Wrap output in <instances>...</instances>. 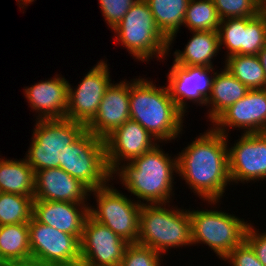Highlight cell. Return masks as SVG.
Returning <instances> with one entry per match:
<instances>
[{
	"instance_id": "1",
	"label": "cell",
	"mask_w": 266,
	"mask_h": 266,
	"mask_svg": "<svg viewBox=\"0 0 266 266\" xmlns=\"http://www.w3.org/2000/svg\"><path fill=\"white\" fill-rule=\"evenodd\" d=\"M228 137L211 127L177 154V174L209 205L216 206L231 184Z\"/></svg>"
},
{
	"instance_id": "2",
	"label": "cell",
	"mask_w": 266,
	"mask_h": 266,
	"mask_svg": "<svg viewBox=\"0 0 266 266\" xmlns=\"http://www.w3.org/2000/svg\"><path fill=\"white\" fill-rule=\"evenodd\" d=\"M171 157V154L169 156L160 148V144H156L140 157L121 164L112 177H118L122 186L131 195L137 196L140 204L170 203L175 194L173 189L176 182H173V175L178 173L177 156Z\"/></svg>"
},
{
	"instance_id": "3",
	"label": "cell",
	"mask_w": 266,
	"mask_h": 266,
	"mask_svg": "<svg viewBox=\"0 0 266 266\" xmlns=\"http://www.w3.org/2000/svg\"><path fill=\"white\" fill-rule=\"evenodd\" d=\"M154 84L140 76L130 81V119L163 143L180 137L185 114L171 98L167 86Z\"/></svg>"
},
{
	"instance_id": "4",
	"label": "cell",
	"mask_w": 266,
	"mask_h": 266,
	"mask_svg": "<svg viewBox=\"0 0 266 266\" xmlns=\"http://www.w3.org/2000/svg\"><path fill=\"white\" fill-rule=\"evenodd\" d=\"M180 209L173 205L170 208L169 203L142 204L137 243L148 246L161 255L168 253L171 248L192 246L189 210Z\"/></svg>"
},
{
	"instance_id": "5",
	"label": "cell",
	"mask_w": 266,
	"mask_h": 266,
	"mask_svg": "<svg viewBox=\"0 0 266 266\" xmlns=\"http://www.w3.org/2000/svg\"><path fill=\"white\" fill-rule=\"evenodd\" d=\"M112 31L114 39L137 61L147 62L153 57L165 60L172 49L169 48V40L156 26L145 0H137Z\"/></svg>"
},
{
	"instance_id": "6",
	"label": "cell",
	"mask_w": 266,
	"mask_h": 266,
	"mask_svg": "<svg viewBox=\"0 0 266 266\" xmlns=\"http://www.w3.org/2000/svg\"><path fill=\"white\" fill-rule=\"evenodd\" d=\"M25 159L34 173L63 165L65 147L75 142L86 125L69 119L36 120Z\"/></svg>"
},
{
	"instance_id": "7",
	"label": "cell",
	"mask_w": 266,
	"mask_h": 266,
	"mask_svg": "<svg viewBox=\"0 0 266 266\" xmlns=\"http://www.w3.org/2000/svg\"><path fill=\"white\" fill-rule=\"evenodd\" d=\"M214 209H189L192 245L206 244L223 260L244 239L249 225L234 214Z\"/></svg>"
},
{
	"instance_id": "8",
	"label": "cell",
	"mask_w": 266,
	"mask_h": 266,
	"mask_svg": "<svg viewBox=\"0 0 266 266\" xmlns=\"http://www.w3.org/2000/svg\"><path fill=\"white\" fill-rule=\"evenodd\" d=\"M59 167L90 190L113 180L107 165L104 139L87 130L75 142L65 147L63 165Z\"/></svg>"
},
{
	"instance_id": "9",
	"label": "cell",
	"mask_w": 266,
	"mask_h": 266,
	"mask_svg": "<svg viewBox=\"0 0 266 266\" xmlns=\"http://www.w3.org/2000/svg\"><path fill=\"white\" fill-rule=\"evenodd\" d=\"M91 194L97 206L89 205V215L128 243H137L142 204L124 196L109 183L91 190Z\"/></svg>"
},
{
	"instance_id": "10",
	"label": "cell",
	"mask_w": 266,
	"mask_h": 266,
	"mask_svg": "<svg viewBox=\"0 0 266 266\" xmlns=\"http://www.w3.org/2000/svg\"><path fill=\"white\" fill-rule=\"evenodd\" d=\"M31 266H80V241L71 234L38 222H28Z\"/></svg>"
},
{
	"instance_id": "11",
	"label": "cell",
	"mask_w": 266,
	"mask_h": 266,
	"mask_svg": "<svg viewBox=\"0 0 266 266\" xmlns=\"http://www.w3.org/2000/svg\"><path fill=\"white\" fill-rule=\"evenodd\" d=\"M108 68L107 61L101 59L85 74L76 88L69 83L66 119L85 125L93 119L106 89L112 83Z\"/></svg>"
},
{
	"instance_id": "12",
	"label": "cell",
	"mask_w": 266,
	"mask_h": 266,
	"mask_svg": "<svg viewBox=\"0 0 266 266\" xmlns=\"http://www.w3.org/2000/svg\"><path fill=\"white\" fill-rule=\"evenodd\" d=\"M128 244L110 228L88 215L80 239V266L121 264Z\"/></svg>"
},
{
	"instance_id": "13",
	"label": "cell",
	"mask_w": 266,
	"mask_h": 266,
	"mask_svg": "<svg viewBox=\"0 0 266 266\" xmlns=\"http://www.w3.org/2000/svg\"><path fill=\"white\" fill-rule=\"evenodd\" d=\"M236 141L231 148L228 147L232 185L233 182L237 184L266 180V132L241 133Z\"/></svg>"
},
{
	"instance_id": "14",
	"label": "cell",
	"mask_w": 266,
	"mask_h": 266,
	"mask_svg": "<svg viewBox=\"0 0 266 266\" xmlns=\"http://www.w3.org/2000/svg\"><path fill=\"white\" fill-rule=\"evenodd\" d=\"M214 73L213 67L181 66L173 62L167 74V88L171 98L184 114L188 112V100L201 106L206 105L212 91Z\"/></svg>"
},
{
	"instance_id": "15",
	"label": "cell",
	"mask_w": 266,
	"mask_h": 266,
	"mask_svg": "<svg viewBox=\"0 0 266 266\" xmlns=\"http://www.w3.org/2000/svg\"><path fill=\"white\" fill-rule=\"evenodd\" d=\"M210 125L225 136L229 129L237 127L244 134L266 132V89H249Z\"/></svg>"
},
{
	"instance_id": "16",
	"label": "cell",
	"mask_w": 266,
	"mask_h": 266,
	"mask_svg": "<svg viewBox=\"0 0 266 266\" xmlns=\"http://www.w3.org/2000/svg\"><path fill=\"white\" fill-rule=\"evenodd\" d=\"M104 141L107 165L112 174L121 163L131 162L159 143L138 122L131 119L116 128Z\"/></svg>"
},
{
	"instance_id": "17",
	"label": "cell",
	"mask_w": 266,
	"mask_h": 266,
	"mask_svg": "<svg viewBox=\"0 0 266 266\" xmlns=\"http://www.w3.org/2000/svg\"><path fill=\"white\" fill-rule=\"evenodd\" d=\"M130 82L126 79L111 83L100 102L98 112L86 125V130L105 139L116 128L130 120Z\"/></svg>"
},
{
	"instance_id": "18",
	"label": "cell",
	"mask_w": 266,
	"mask_h": 266,
	"mask_svg": "<svg viewBox=\"0 0 266 266\" xmlns=\"http://www.w3.org/2000/svg\"><path fill=\"white\" fill-rule=\"evenodd\" d=\"M69 82L56 74L24 89L29 107L38 113L37 120L64 119L68 107Z\"/></svg>"
},
{
	"instance_id": "19",
	"label": "cell",
	"mask_w": 266,
	"mask_h": 266,
	"mask_svg": "<svg viewBox=\"0 0 266 266\" xmlns=\"http://www.w3.org/2000/svg\"><path fill=\"white\" fill-rule=\"evenodd\" d=\"M90 191L60 167L35 172L34 200L86 203Z\"/></svg>"
},
{
	"instance_id": "20",
	"label": "cell",
	"mask_w": 266,
	"mask_h": 266,
	"mask_svg": "<svg viewBox=\"0 0 266 266\" xmlns=\"http://www.w3.org/2000/svg\"><path fill=\"white\" fill-rule=\"evenodd\" d=\"M89 204L34 200L33 217L44 225L74 235L80 241L84 222L89 215Z\"/></svg>"
},
{
	"instance_id": "21",
	"label": "cell",
	"mask_w": 266,
	"mask_h": 266,
	"mask_svg": "<svg viewBox=\"0 0 266 266\" xmlns=\"http://www.w3.org/2000/svg\"><path fill=\"white\" fill-rule=\"evenodd\" d=\"M192 37L183 51L174 52L173 62L181 66L214 67L213 57L221 50L218 31H190Z\"/></svg>"
},
{
	"instance_id": "22",
	"label": "cell",
	"mask_w": 266,
	"mask_h": 266,
	"mask_svg": "<svg viewBox=\"0 0 266 266\" xmlns=\"http://www.w3.org/2000/svg\"><path fill=\"white\" fill-rule=\"evenodd\" d=\"M249 89L225 68L215 72L212 91L207 99L208 119L213 123L232 104L243 98Z\"/></svg>"
},
{
	"instance_id": "23",
	"label": "cell",
	"mask_w": 266,
	"mask_h": 266,
	"mask_svg": "<svg viewBox=\"0 0 266 266\" xmlns=\"http://www.w3.org/2000/svg\"><path fill=\"white\" fill-rule=\"evenodd\" d=\"M3 263L31 266L28 223L0 226V264Z\"/></svg>"
},
{
	"instance_id": "24",
	"label": "cell",
	"mask_w": 266,
	"mask_h": 266,
	"mask_svg": "<svg viewBox=\"0 0 266 266\" xmlns=\"http://www.w3.org/2000/svg\"><path fill=\"white\" fill-rule=\"evenodd\" d=\"M35 173L23 160L0 158V192L34 196Z\"/></svg>"
},
{
	"instance_id": "25",
	"label": "cell",
	"mask_w": 266,
	"mask_h": 266,
	"mask_svg": "<svg viewBox=\"0 0 266 266\" xmlns=\"http://www.w3.org/2000/svg\"><path fill=\"white\" fill-rule=\"evenodd\" d=\"M150 7L156 26L169 40V46L184 24L185 13L190 0H145Z\"/></svg>"
},
{
	"instance_id": "26",
	"label": "cell",
	"mask_w": 266,
	"mask_h": 266,
	"mask_svg": "<svg viewBox=\"0 0 266 266\" xmlns=\"http://www.w3.org/2000/svg\"><path fill=\"white\" fill-rule=\"evenodd\" d=\"M224 68L248 89H266L263 67L257 55H233L225 58Z\"/></svg>"
},
{
	"instance_id": "27",
	"label": "cell",
	"mask_w": 266,
	"mask_h": 266,
	"mask_svg": "<svg viewBox=\"0 0 266 266\" xmlns=\"http://www.w3.org/2000/svg\"><path fill=\"white\" fill-rule=\"evenodd\" d=\"M34 196L0 192V226L28 223L33 217Z\"/></svg>"
},
{
	"instance_id": "28",
	"label": "cell",
	"mask_w": 266,
	"mask_h": 266,
	"mask_svg": "<svg viewBox=\"0 0 266 266\" xmlns=\"http://www.w3.org/2000/svg\"><path fill=\"white\" fill-rule=\"evenodd\" d=\"M220 21L213 0H190L183 25L190 31H218Z\"/></svg>"
},
{
	"instance_id": "29",
	"label": "cell",
	"mask_w": 266,
	"mask_h": 266,
	"mask_svg": "<svg viewBox=\"0 0 266 266\" xmlns=\"http://www.w3.org/2000/svg\"><path fill=\"white\" fill-rule=\"evenodd\" d=\"M253 17L226 18L220 21L218 34L220 46L227 50L226 58L243 55V30ZM224 44V45H223Z\"/></svg>"
},
{
	"instance_id": "30",
	"label": "cell",
	"mask_w": 266,
	"mask_h": 266,
	"mask_svg": "<svg viewBox=\"0 0 266 266\" xmlns=\"http://www.w3.org/2000/svg\"><path fill=\"white\" fill-rule=\"evenodd\" d=\"M266 45V13L259 12L243 30V55H257Z\"/></svg>"
},
{
	"instance_id": "31",
	"label": "cell",
	"mask_w": 266,
	"mask_h": 266,
	"mask_svg": "<svg viewBox=\"0 0 266 266\" xmlns=\"http://www.w3.org/2000/svg\"><path fill=\"white\" fill-rule=\"evenodd\" d=\"M213 3L220 20L254 17L261 12L260 0H213Z\"/></svg>"
},
{
	"instance_id": "32",
	"label": "cell",
	"mask_w": 266,
	"mask_h": 266,
	"mask_svg": "<svg viewBox=\"0 0 266 266\" xmlns=\"http://www.w3.org/2000/svg\"><path fill=\"white\" fill-rule=\"evenodd\" d=\"M162 255L139 243H129L125 249L121 266H161Z\"/></svg>"
},
{
	"instance_id": "33",
	"label": "cell",
	"mask_w": 266,
	"mask_h": 266,
	"mask_svg": "<svg viewBox=\"0 0 266 266\" xmlns=\"http://www.w3.org/2000/svg\"><path fill=\"white\" fill-rule=\"evenodd\" d=\"M137 0H99L105 22L114 29Z\"/></svg>"
},
{
	"instance_id": "34",
	"label": "cell",
	"mask_w": 266,
	"mask_h": 266,
	"mask_svg": "<svg viewBox=\"0 0 266 266\" xmlns=\"http://www.w3.org/2000/svg\"><path fill=\"white\" fill-rule=\"evenodd\" d=\"M231 266H264L252 246L244 239L224 259Z\"/></svg>"
},
{
	"instance_id": "35",
	"label": "cell",
	"mask_w": 266,
	"mask_h": 266,
	"mask_svg": "<svg viewBox=\"0 0 266 266\" xmlns=\"http://www.w3.org/2000/svg\"><path fill=\"white\" fill-rule=\"evenodd\" d=\"M258 230L249 223L245 233V240L252 246L259 261L266 266V232L264 230L259 232Z\"/></svg>"
},
{
	"instance_id": "36",
	"label": "cell",
	"mask_w": 266,
	"mask_h": 266,
	"mask_svg": "<svg viewBox=\"0 0 266 266\" xmlns=\"http://www.w3.org/2000/svg\"><path fill=\"white\" fill-rule=\"evenodd\" d=\"M257 56L259 57L260 63L263 67L264 70V75H265V79H266V45L265 47L257 54Z\"/></svg>"
},
{
	"instance_id": "37",
	"label": "cell",
	"mask_w": 266,
	"mask_h": 266,
	"mask_svg": "<svg viewBox=\"0 0 266 266\" xmlns=\"http://www.w3.org/2000/svg\"><path fill=\"white\" fill-rule=\"evenodd\" d=\"M19 4L20 8H24V6H28V4H31L34 0H16Z\"/></svg>"
},
{
	"instance_id": "38",
	"label": "cell",
	"mask_w": 266,
	"mask_h": 266,
	"mask_svg": "<svg viewBox=\"0 0 266 266\" xmlns=\"http://www.w3.org/2000/svg\"><path fill=\"white\" fill-rule=\"evenodd\" d=\"M260 9L262 12L266 13V0H260Z\"/></svg>"
},
{
	"instance_id": "39",
	"label": "cell",
	"mask_w": 266,
	"mask_h": 266,
	"mask_svg": "<svg viewBox=\"0 0 266 266\" xmlns=\"http://www.w3.org/2000/svg\"><path fill=\"white\" fill-rule=\"evenodd\" d=\"M0 266H24V265H21V264H6V263H3V264H0Z\"/></svg>"
},
{
	"instance_id": "40",
	"label": "cell",
	"mask_w": 266,
	"mask_h": 266,
	"mask_svg": "<svg viewBox=\"0 0 266 266\" xmlns=\"http://www.w3.org/2000/svg\"><path fill=\"white\" fill-rule=\"evenodd\" d=\"M97 266H121V264H115V265H97Z\"/></svg>"
}]
</instances>
